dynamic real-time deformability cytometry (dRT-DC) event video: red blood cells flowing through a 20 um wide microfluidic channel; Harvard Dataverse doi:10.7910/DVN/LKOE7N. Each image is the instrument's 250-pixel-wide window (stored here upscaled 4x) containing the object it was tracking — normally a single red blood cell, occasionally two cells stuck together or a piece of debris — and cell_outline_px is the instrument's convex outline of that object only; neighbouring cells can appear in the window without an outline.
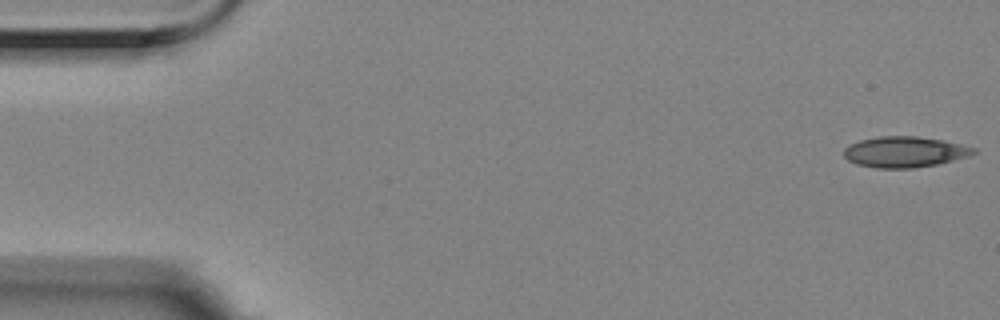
{"species": "Egyptian fruit bat (a non-hibernating species)", "species_latin": "Rousettus aegyptiacus", "temperature_condition": "room temperature", "stored_images_in_passage": 5, "camera_frame_rate_fps": 3000, "um_per_image_px": 0.085, "animal": {"sex": "female"}, "frame": {"image": 1, "passage_image": 1, "time_ms": 0.0, "image_size_px": [1000, 320], "cell_outline_px": [[976, 152], [968, 156], [936, 164], [912, 168], [876, 168], [856, 164], [848, 160], [844, 156], [844, 148], [848, 144], [860, 140], [880, 136], [916, 136], [944, 140], [976, 148]], "centroid_in_image_um": [76.86, 12.9], "position_along_channel_um": 8.1, "area_um2": 23.24}}
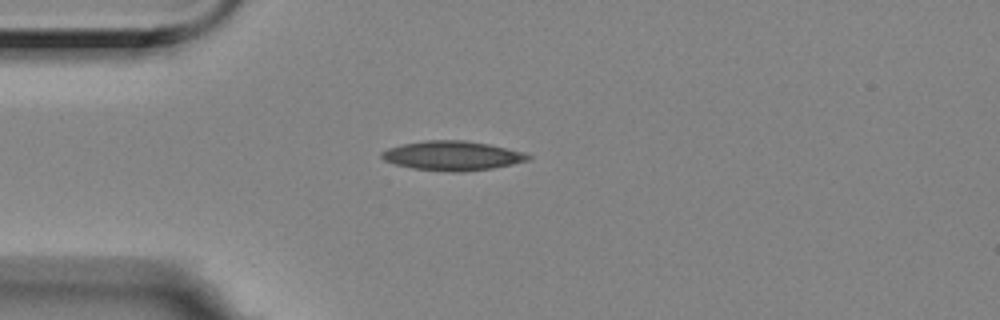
{"frame": {"image": 2, "passage_image": 5, "time_ms": 1.333, "image_size_px": [1000, 320], "cell_outline_px": [[532, 156], [528, 160], [512, 164], [492, 168], [460, 172], [452, 172], [412, 168], [396, 164], [384, 160], [380, 156], [380, 152], [388, 148], [404, 144], [424, 140], [464, 140], [488, 144], [524, 152]], "centroid_in_image_um": [38.44, 13.23], "position_along_channel_um": 46.6, "area_um2": 24.91}}